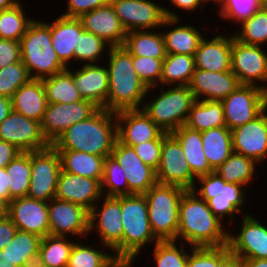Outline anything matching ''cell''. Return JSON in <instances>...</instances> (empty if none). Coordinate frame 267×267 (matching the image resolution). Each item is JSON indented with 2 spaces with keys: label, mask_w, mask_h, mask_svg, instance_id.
<instances>
[{
  "label": "cell",
  "mask_w": 267,
  "mask_h": 267,
  "mask_svg": "<svg viewBox=\"0 0 267 267\" xmlns=\"http://www.w3.org/2000/svg\"><path fill=\"white\" fill-rule=\"evenodd\" d=\"M180 21L182 23L180 18L166 17L160 27L164 36L166 54H186L194 56L206 33L204 34L203 31L201 32L197 26H193L194 24L187 25L185 22V24L182 25Z\"/></svg>",
  "instance_id": "obj_26"
},
{
  "label": "cell",
  "mask_w": 267,
  "mask_h": 267,
  "mask_svg": "<svg viewBox=\"0 0 267 267\" xmlns=\"http://www.w3.org/2000/svg\"><path fill=\"white\" fill-rule=\"evenodd\" d=\"M261 7H265L267 5V0H257Z\"/></svg>",
  "instance_id": "obj_71"
},
{
  "label": "cell",
  "mask_w": 267,
  "mask_h": 267,
  "mask_svg": "<svg viewBox=\"0 0 267 267\" xmlns=\"http://www.w3.org/2000/svg\"><path fill=\"white\" fill-rule=\"evenodd\" d=\"M123 169L128 182L129 195L145 194L158 182L156 170L152 167H123Z\"/></svg>",
  "instance_id": "obj_51"
},
{
  "label": "cell",
  "mask_w": 267,
  "mask_h": 267,
  "mask_svg": "<svg viewBox=\"0 0 267 267\" xmlns=\"http://www.w3.org/2000/svg\"><path fill=\"white\" fill-rule=\"evenodd\" d=\"M259 166L253 159L233 152L214 172L226 182L238 183L244 187H248L258 177L256 173L258 169L256 168Z\"/></svg>",
  "instance_id": "obj_38"
},
{
  "label": "cell",
  "mask_w": 267,
  "mask_h": 267,
  "mask_svg": "<svg viewBox=\"0 0 267 267\" xmlns=\"http://www.w3.org/2000/svg\"><path fill=\"white\" fill-rule=\"evenodd\" d=\"M163 60L133 55L134 70L147 88L160 87Z\"/></svg>",
  "instance_id": "obj_50"
},
{
  "label": "cell",
  "mask_w": 267,
  "mask_h": 267,
  "mask_svg": "<svg viewBox=\"0 0 267 267\" xmlns=\"http://www.w3.org/2000/svg\"><path fill=\"white\" fill-rule=\"evenodd\" d=\"M185 125L200 132L226 126L222 102L196 100L189 111Z\"/></svg>",
  "instance_id": "obj_34"
},
{
  "label": "cell",
  "mask_w": 267,
  "mask_h": 267,
  "mask_svg": "<svg viewBox=\"0 0 267 267\" xmlns=\"http://www.w3.org/2000/svg\"><path fill=\"white\" fill-rule=\"evenodd\" d=\"M264 48L243 44L232 33L231 71L241 85L258 86L267 92V50Z\"/></svg>",
  "instance_id": "obj_11"
},
{
  "label": "cell",
  "mask_w": 267,
  "mask_h": 267,
  "mask_svg": "<svg viewBox=\"0 0 267 267\" xmlns=\"http://www.w3.org/2000/svg\"><path fill=\"white\" fill-rule=\"evenodd\" d=\"M171 134L182 146L184 158L189 163L191 171L196 178L214 172L204 154L200 131L182 125Z\"/></svg>",
  "instance_id": "obj_29"
},
{
  "label": "cell",
  "mask_w": 267,
  "mask_h": 267,
  "mask_svg": "<svg viewBox=\"0 0 267 267\" xmlns=\"http://www.w3.org/2000/svg\"><path fill=\"white\" fill-rule=\"evenodd\" d=\"M20 1L21 0H0V12L12 8Z\"/></svg>",
  "instance_id": "obj_67"
},
{
  "label": "cell",
  "mask_w": 267,
  "mask_h": 267,
  "mask_svg": "<svg viewBox=\"0 0 267 267\" xmlns=\"http://www.w3.org/2000/svg\"><path fill=\"white\" fill-rule=\"evenodd\" d=\"M47 209L50 235L76 240L89 236V211L84 207L53 198L47 202Z\"/></svg>",
  "instance_id": "obj_15"
},
{
  "label": "cell",
  "mask_w": 267,
  "mask_h": 267,
  "mask_svg": "<svg viewBox=\"0 0 267 267\" xmlns=\"http://www.w3.org/2000/svg\"><path fill=\"white\" fill-rule=\"evenodd\" d=\"M123 46L131 55L155 59H164L166 57L164 36L160 28L155 30L129 31L126 33Z\"/></svg>",
  "instance_id": "obj_32"
},
{
  "label": "cell",
  "mask_w": 267,
  "mask_h": 267,
  "mask_svg": "<svg viewBox=\"0 0 267 267\" xmlns=\"http://www.w3.org/2000/svg\"><path fill=\"white\" fill-rule=\"evenodd\" d=\"M101 191L104 196L129 195L125 171L111 155L104 159Z\"/></svg>",
  "instance_id": "obj_45"
},
{
  "label": "cell",
  "mask_w": 267,
  "mask_h": 267,
  "mask_svg": "<svg viewBox=\"0 0 267 267\" xmlns=\"http://www.w3.org/2000/svg\"><path fill=\"white\" fill-rule=\"evenodd\" d=\"M102 196L100 180L78 176L61 169L57 181L56 199L80 205L90 211Z\"/></svg>",
  "instance_id": "obj_21"
},
{
  "label": "cell",
  "mask_w": 267,
  "mask_h": 267,
  "mask_svg": "<svg viewBox=\"0 0 267 267\" xmlns=\"http://www.w3.org/2000/svg\"><path fill=\"white\" fill-rule=\"evenodd\" d=\"M11 111V99L5 96H0V123L10 114Z\"/></svg>",
  "instance_id": "obj_63"
},
{
  "label": "cell",
  "mask_w": 267,
  "mask_h": 267,
  "mask_svg": "<svg viewBox=\"0 0 267 267\" xmlns=\"http://www.w3.org/2000/svg\"><path fill=\"white\" fill-rule=\"evenodd\" d=\"M16 231L17 227L8 216L0 218V251L8 246Z\"/></svg>",
  "instance_id": "obj_57"
},
{
  "label": "cell",
  "mask_w": 267,
  "mask_h": 267,
  "mask_svg": "<svg viewBox=\"0 0 267 267\" xmlns=\"http://www.w3.org/2000/svg\"><path fill=\"white\" fill-rule=\"evenodd\" d=\"M83 31L81 20L76 17L59 15L50 23L52 47L67 68L74 62V51L78 47L79 35Z\"/></svg>",
  "instance_id": "obj_27"
},
{
  "label": "cell",
  "mask_w": 267,
  "mask_h": 267,
  "mask_svg": "<svg viewBox=\"0 0 267 267\" xmlns=\"http://www.w3.org/2000/svg\"><path fill=\"white\" fill-rule=\"evenodd\" d=\"M22 60L0 69V96L12 98L15 91L30 80Z\"/></svg>",
  "instance_id": "obj_49"
},
{
  "label": "cell",
  "mask_w": 267,
  "mask_h": 267,
  "mask_svg": "<svg viewBox=\"0 0 267 267\" xmlns=\"http://www.w3.org/2000/svg\"><path fill=\"white\" fill-rule=\"evenodd\" d=\"M77 240L69 237L48 235L41 239L39 252L47 267H66L71 250Z\"/></svg>",
  "instance_id": "obj_42"
},
{
  "label": "cell",
  "mask_w": 267,
  "mask_h": 267,
  "mask_svg": "<svg viewBox=\"0 0 267 267\" xmlns=\"http://www.w3.org/2000/svg\"><path fill=\"white\" fill-rule=\"evenodd\" d=\"M21 0L10 9L0 12V39L19 41L35 19L27 16L25 3ZM26 10V11H25Z\"/></svg>",
  "instance_id": "obj_40"
},
{
  "label": "cell",
  "mask_w": 267,
  "mask_h": 267,
  "mask_svg": "<svg viewBox=\"0 0 267 267\" xmlns=\"http://www.w3.org/2000/svg\"><path fill=\"white\" fill-rule=\"evenodd\" d=\"M21 60L31 79L43 80L67 67L52 47L50 22L34 19L20 40Z\"/></svg>",
  "instance_id": "obj_4"
},
{
  "label": "cell",
  "mask_w": 267,
  "mask_h": 267,
  "mask_svg": "<svg viewBox=\"0 0 267 267\" xmlns=\"http://www.w3.org/2000/svg\"><path fill=\"white\" fill-rule=\"evenodd\" d=\"M21 61L20 42L0 39V69Z\"/></svg>",
  "instance_id": "obj_56"
},
{
  "label": "cell",
  "mask_w": 267,
  "mask_h": 267,
  "mask_svg": "<svg viewBox=\"0 0 267 267\" xmlns=\"http://www.w3.org/2000/svg\"><path fill=\"white\" fill-rule=\"evenodd\" d=\"M185 191L179 186L157 182L144 194L150 226L159 241H177L179 206Z\"/></svg>",
  "instance_id": "obj_6"
},
{
  "label": "cell",
  "mask_w": 267,
  "mask_h": 267,
  "mask_svg": "<svg viewBox=\"0 0 267 267\" xmlns=\"http://www.w3.org/2000/svg\"><path fill=\"white\" fill-rule=\"evenodd\" d=\"M233 151L261 165L267 159V108L256 118L231 130Z\"/></svg>",
  "instance_id": "obj_18"
},
{
  "label": "cell",
  "mask_w": 267,
  "mask_h": 267,
  "mask_svg": "<svg viewBox=\"0 0 267 267\" xmlns=\"http://www.w3.org/2000/svg\"><path fill=\"white\" fill-rule=\"evenodd\" d=\"M0 140L10 143L21 152L40 151L51 146L44 137L41 122L13 110L0 123Z\"/></svg>",
  "instance_id": "obj_17"
},
{
  "label": "cell",
  "mask_w": 267,
  "mask_h": 267,
  "mask_svg": "<svg viewBox=\"0 0 267 267\" xmlns=\"http://www.w3.org/2000/svg\"><path fill=\"white\" fill-rule=\"evenodd\" d=\"M117 140L133 147L145 141L163 139L166 134L143 109L122 110L115 113Z\"/></svg>",
  "instance_id": "obj_20"
},
{
  "label": "cell",
  "mask_w": 267,
  "mask_h": 267,
  "mask_svg": "<svg viewBox=\"0 0 267 267\" xmlns=\"http://www.w3.org/2000/svg\"><path fill=\"white\" fill-rule=\"evenodd\" d=\"M121 215L120 196L103 195L89 211V235L95 232L98 242L108 246L116 258L123 255Z\"/></svg>",
  "instance_id": "obj_8"
},
{
  "label": "cell",
  "mask_w": 267,
  "mask_h": 267,
  "mask_svg": "<svg viewBox=\"0 0 267 267\" xmlns=\"http://www.w3.org/2000/svg\"><path fill=\"white\" fill-rule=\"evenodd\" d=\"M126 32L159 29L168 18H181L174 10L155 0H110Z\"/></svg>",
  "instance_id": "obj_9"
},
{
  "label": "cell",
  "mask_w": 267,
  "mask_h": 267,
  "mask_svg": "<svg viewBox=\"0 0 267 267\" xmlns=\"http://www.w3.org/2000/svg\"><path fill=\"white\" fill-rule=\"evenodd\" d=\"M180 245L178 246V244ZM178 241H159L153 245L155 267H185L190 250L193 248ZM187 251V252H186Z\"/></svg>",
  "instance_id": "obj_44"
},
{
  "label": "cell",
  "mask_w": 267,
  "mask_h": 267,
  "mask_svg": "<svg viewBox=\"0 0 267 267\" xmlns=\"http://www.w3.org/2000/svg\"><path fill=\"white\" fill-rule=\"evenodd\" d=\"M236 28L233 35L239 42L267 47V10L265 7L258 9L250 18L238 24Z\"/></svg>",
  "instance_id": "obj_41"
},
{
  "label": "cell",
  "mask_w": 267,
  "mask_h": 267,
  "mask_svg": "<svg viewBox=\"0 0 267 267\" xmlns=\"http://www.w3.org/2000/svg\"><path fill=\"white\" fill-rule=\"evenodd\" d=\"M139 257V254H125L118 258H116V261L113 263L111 267H133L135 259Z\"/></svg>",
  "instance_id": "obj_62"
},
{
  "label": "cell",
  "mask_w": 267,
  "mask_h": 267,
  "mask_svg": "<svg viewBox=\"0 0 267 267\" xmlns=\"http://www.w3.org/2000/svg\"><path fill=\"white\" fill-rule=\"evenodd\" d=\"M19 153L15 146L0 140V168H5Z\"/></svg>",
  "instance_id": "obj_59"
},
{
  "label": "cell",
  "mask_w": 267,
  "mask_h": 267,
  "mask_svg": "<svg viewBox=\"0 0 267 267\" xmlns=\"http://www.w3.org/2000/svg\"><path fill=\"white\" fill-rule=\"evenodd\" d=\"M116 140L115 113L100 108L87 120L66 129L52 146L55 149L80 151L106 158L111 155Z\"/></svg>",
  "instance_id": "obj_3"
},
{
  "label": "cell",
  "mask_w": 267,
  "mask_h": 267,
  "mask_svg": "<svg viewBox=\"0 0 267 267\" xmlns=\"http://www.w3.org/2000/svg\"><path fill=\"white\" fill-rule=\"evenodd\" d=\"M111 156L122 166L126 168L151 167L146 165L136 154L133 147L124 145L116 140Z\"/></svg>",
  "instance_id": "obj_54"
},
{
  "label": "cell",
  "mask_w": 267,
  "mask_h": 267,
  "mask_svg": "<svg viewBox=\"0 0 267 267\" xmlns=\"http://www.w3.org/2000/svg\"><path fill=\"white\" fill-rule=\"evenodd\" d=\"M79 19L85 31L104 39L111 46H122L126 31L111 3L82 14Z\"/></svg>",
  "instance_id": "obj_25"
},
{
  "label": "cell",
  "mask_w": 267,
  "mask_h": 267,
  "mask_svg": "<svg viewBox=\"0 0 267 267\" xmlns=\"http://www.w3.org/2000/svg\"><path fill=\"white\" fill-rule=\"evenodd\" d=\"M163 139L145 141L133 146L138 157L146 164L158 169Z\"/></svg>",
  "instance_id": "obj_53"
},
{
  "label": "cell",
  "mask_w": 267,
  "mask_h": 267,
  "mask_svg": "<svg viewBox=\"0 0 267 267\" xmlns=\"http://www.w3.org/2000/svg\"><path fill=\"white\" fill-rule=\"evenodd\" d=\"M71 69L68 67L42 80L48 104L75 103L83 100L75 86Z\"/></svg>",
  "instance_id": "obj_35"
},
{
  "label": "cell",
  "mask_w": 267,
  "mask_h": 267,
  "mask_svg": "<svg viewBox=\"0 0 267 267\" xmlns=\"http://www.w3.org/2000/svg\"><path fill=\"white\" fill-rule=\"evenodd\" d=\"M221 267H243V259L235 255H230L222 264Z\"/></svg>",
  "instance_id": "obj_65"
},
{
  "label": "cell",
  "mask_w": 267,
  "mask_h": 267,
  "mask_svg": "<svg viewBox=\"0 0 267 267\" xmlns=\"http://www.w3.org/2000/svg\"><path fill=\"white\" fill-rule=\"evenodd\" d=\"M215 34L210 36L211 39L204 36L201 40L194 54L195 68L212 72L231 71L232 33L217 31Z\"/></svg>",
  "instance_id": "obj_23"
},
{
  "label": "cell",
  "mask_w": 267,
  "mask_h": 267,
  "mask_svg": "<svg viewBox=\"0 0 267 267\" xmlns=\"http://www.w3.org/2000/svg\"><path fill=\"white\" fill-rule=\"evenodd\" d=\"M41 239L36 234L17 230L8 246L0 251V256L12 267H23L27 259L39 251Z\"/></svg>",
  "instance_id": "obj_37"
},
{
  "label": "cell",
  "mask_w": 267,
  "mask_h": 267,
  "mask_svg": "<svg viewBox=\"0 0 267 267\" xmlns=\"http://www.w3.org/2000/svg\"><path fill=\"white\" fill-rule=\"evenodd\" d=\"M243 267H267V259H243Z\"/></svg>",
  "instance_id": "obj_66"
},
{
  "label": "cell",
  "mask_w": 267,
  "mask_h": 267,
  "mask_svg": "<svg viewBox=\"0 0 267 267\" xmlns=\"http://www.w3.org/2000/svg\"><path fill=\"white\" fill-rule=\"evenodd\" d=\"M10 201L28 194L31 180L30 152L19 153L6 167Z\"/></svg>",
  "instance_id": "obj_39"
},
{
  "label": "cell",
  "mask_w": 267,
  "mask_h": 267,
  "mask_svg": "<svg viewBox=\"0 0 267 267\" xmlns=\"http://www.w3.org/2000/svg\"><path fill=\"white\" fill-rule=\"evenodd\" d=\"M8 204L0 197V218L7 216Z\"/></svg>",
  "instance_id": "obj_68"
},
{
  "label": "cell",
  "mask_w": 267,
  "mask_h": 267,
  "mask_svg": "<svg viewBox=\"0 0 267 267\" xmlns=\"http://www.w3.org/2000/svg\"><path fill=\"white\" fill-rule=\"evenodd\" d=\"M204 154L210 167L216 170L234 152L231 130L227 126L201 132Z\"/></svg>",
  "instance_id": "obj_31"
},
{
  "label": "cell",
  "mask_w": 267,
  "mask_h": 267,
  "mask_svg": "<svg viewBox=\"0 0 267 267\" xmlns=\"http://www.w3.org/2000/svg\"><path fill=\"white\" fill-rule=\"evenodd\" d=\"M0 197L7 204L10 202L8 176L5 168H0Z\"/></svg>",
  "instance_id": "obj_61"
},
{
  "label": "cell",
  "mask_w": 267,
  "mask_h": 267,
  "mask_svg": "<svg viewBox=\"0 0 267 267\" xmlns=\"http://www.w3.org/2000/svg\"><path fill=\"white\" fill-rule=\"evenodd\" d=\"M165 88H159L160 94L154 91L156 87L148 88L146 96L150 97L145 98L142 109L162 131L169 134L185 125L196 99L189 86ZM153 91L157 95L150 93Z\"/></svg>",
  "instance_id": "obj_5"
},
{
  "label": "cell",
  "mask_w": 267,
  "mask_h": 267,
  "mask_svg": "<svg viewBox=\"0 0 267 267\" xmlns=\"http://www.w3.org/2000/svg\"><path fill=\"white\" fill-rule=\"evenodd\" d=\"M73 80L83 100L105 108L109 92V74L102 63L82 64L73 68Z\"/></svg>",
  "instance_id": "obj_24"
},
{
  "label": "cell",
  "mask_w": 267,
  "mask_h": 267,
  "mask_svg": "<svg viewBox=\"0 0 267 267\" xmlns=\"http://www.w3.org/2000/svg\"><path fill=\"white\" fill-rule=\"evenodd\" d=\"M203 1H204V3L206 4V6H207L208 3H209V4H211V3L215 4V5H212V4H211V6H214V9H215V10H213V11L217 12V11H216V10H217L216 7H219V6L223 3L224 0H203ZM216 5H217V6H216ZM215 6H216V7H215Z\"/></svg>",
  "instance_id": "obj_69"
},
{
  "label": "cell",
  "mask_w": 267,
  "mask_h": 267,
  "mask_svg": "<svg viewBox=\"0 0 267 267\" xmlns=\"http://www.w3.org/2000/svg\"><path fill=\"white\" fill-rule=\"evenodd\" d=\"M87 240L88 237L85 239L86 244L81 242V239L74 243L66 267H111L116 261V257L111 253L112 250L108 246L94 241V245H97V249H95V246L87 244ZM106 249L108 250L106 251Z\"/></svg>",
  "instance_id": "obj_33"
},
{
  "label": "cell",
  "mask_w": 267,
  "mask_h": 267,
  "mask_svg": "<svg viewBox=\"0 0 267 267\" xmlns=\"http://www.w3.org/2000/svg\"><path fill=\"white\" fill-rule=\"evenodd\" d=\"M226 126L233 130L259 116L267 108V92L254 85H240L221 100Z\"/></svg>",
  "instance_id": "obj_12"
},
{
  "label": "cell",
  "mask_w": 267,
  "mask_h": 267,
  "mask_svg": "<svg viewBox=\"0 0 267 267\" xmlns=\"http://www.w3.org/2000/svg\"><path fill=\"white\" fill-rule=\"evenodd\" d=\"M240 85L232 71L212 72L195 68L188 86L196 100L221 101Z\"/></svg>",
  "instance_id": "obj_22"
},
{
  "label": "cell",
  "mask_w": 267,
  "mask_h": 267,
  "mask_svg": "<svg viewBox=\"0 0 267 267\" xmlns=\"http://www.w3.org/2000/svg\"><path fill=\"white\" fill-rule=\"evenodd\" d=\"M195 71L194 56L166 54L160 86H188Z\"/></svg>",
  "instance_id": "obj_36"
},
{
  "label": "cell",
  "mask_w": 267,
  "mask_h": 267,
  "mask_svg": "<svg viewBox=\"0 0 267 267\" xmlns=\"http://www.w3.org/2000/svg\"><path fill=\"white\" fill-rule=\"evenodd\" d=\"M12 110L41 122L47 108V98L42 80L30 79L20 86L11 98Z\"/></svg>",
  "instance_id": "obj_28"
},
{
  "label": "cell",
  "mask_w": 267,
  "mask_h": 267,
  "mask_svg": "<svg viewBox=\"0 0 267 267\" xmlns=\"http://www.w3.org/2000/svg\"><path fill=\"white\" fill-rule=\"evenodd\" d=\"M231 255L227 245L221 247H193L185 267H221Z\"/></svg>",
  "instance_id": "obj_47"
},
{
  "label": "cell",
  "mask_w": 267,
  "mask_h": 267,
  "mask_svg": "<svg viewBox=\"0 0 267 267\" xmlns=\"http://www.w3.org/2000/svg\"><path fill=\"white\" fill-rule=\"evenodd\" d=\"M104 63L109 74V92L104 109L110 112L142 109L148 88L133 67V55L125 46H111Z\"/></svg>",
  "instance_id": "obj_2"
},
{
  "label": "cell",
  "mask_w": 267,
  "mask_h": 267,
  "mask_svg": "<svg viewBox=\"0 0 267 267\" xmlns=\"http://www.w3.org/2000/svg\"><path fill=\"white\" fill-rule=\"evenodd\" d=\"M99 109L95 103L88 100L48 104L41 121L44 137L52 145L66 129L77 122L87 120Z\"/></svg>",
  "instance_id": "obj_16"
},
{
  "label": "cell",
  "mask_w": 267,
  "mask_h": 267,
  "mask_svg": "<svg viewBox=\"0 0 267 267\" xmlns=\"http://www.w3.org/2000/svg\"><path fill=\"white\" fill-rule=\"evenodd\" d=\"M120 205L123 224V255L140 254L142 250L145 252V249H142L145 246L147 248V245L153 246L159 242L150 226L144 194L120 196Z\"/></svg>",
  "instance_id": "obj_7"
},
{
  "label": "cell",
  "mask_w": 267,
  "mask_h": 267,
  "mask_svg": "<svg viewBox=\"0 0 267 267\" xmlns=\"http://www.w3.org/2000/svg\"><path fill=\"white\" fill-rule=\"evenodd\" d=\"M247 199V200H246ZM247 197H225L218 194L211 198L207 203L213 214L224 224L226 221L236 228V215L244 213L243 206L249 201ZM228 216V217H227ZM228 218V219H227ZM229 220V221H228Z\"/></svg>",
  "instance_id": "obj_46"
},
{
  "label": "cell",
  "mask_w": 267,
  "mask_h": 267,
  "mask_svg": "<svg viewBox=\"0 0 267 267\" xmlns=\"http://www.w3.org/2000/svg\"><path fill=\"white\" fill-rule=\"evenodd\" d=\"M261 6L257 0H224L218 7L220 19L230 23L240 24L250 18Z\"/></svg>",
  "instance_id": "obj_48"
},
{
  "label": "cell",
  "mask_w": 267,
  "mask_h": 267,
  "mask_svg": "<svg viewBox=\"0 0 267 267\" xmlns=\"http://www.w3.org/2000/svg\"><path fill=\"white\" fill-rule=\"evenodd\" d=\"M31 180L27 196L49 202L55 198L61 171L59 152L51 145L47 149L30 152Z\"/></svg>",
  "instance_id": "obj_10"
},
{
  "label": "cell",
  "mask_w": 267,
  "mask_h": 267,
  "mask_svg": "<svg viewBox=\"0 0 267 267\" xmlns=\"http://www.w3.org/2000/svg\"><path fill=\"white\" fill-rule=\"evenodd\" d=\"M196 182L197 184L194 185L192 191L206 202H208L214 196L220 194V192L222 191V185H225L226 183V181L221 178L216 172H211L206 175L200 176L196 178Z\"/></svg>",
  "instance_id": "obj_52"
},
{
  "label": "cell",
  "mask_w": 267,
  "mask_h": 267,
  "mask_svg": "<svg viewBox=\"0 0 267 267\" xmlns=\"http://www.w3.org/2000/svg\"><path fill=\"white\" fill-rule=\"evenodd\" d=\"M110 48L111 45L104 39L84 30L79 35L78 47L74 51V61L80 62L81 65L82 63L84 65L104 62V56L108 55Z\"/></svg>",
  "instance_id": "obj_43"
},
{
  "label": "cell",
  "mask_w": 267,
  "mask_h": 267,
  "mask_svg": "<svg viewBox=\"0 0 267 267\" xmlns=\"http://www.w3.org/2000/svg\"><path fill=\"white\" fill-rule=\"evenodd\" d=\"M11 264H7L0 256V267H10Z\"/></svg>",
  "instance_id": "obj_70"
},
{
  "label": "cell",
  "mask_w": 267,
  "mask_h": 267,
  "mask_svg": "<svg viewBox=\"0 0 267 267\" xmlns=\"http://www.w3.org/2000/svg\"><path fill=\"white\" fill-rule=\"evenodd\" d=\"M168 3H171L169 5H174L173 7L176 9H179V11H185V13H190L194 12L196 13L197 11L200 10L201 12H204V9L206 4L204 3L203 0H168Z\"/></svg>",
  "instance_id": "obj_58"
},
{
  "label": "cell",
  "mask_w": 267,
  "mask_h": 267,
  "mask_svg": "<svg viewBox=\"0 0 267 267\" xmlns=\"http://www.w3.org/2000/svg\"><path fill=\"white\" fill-rule=\"evenodd\" d=\"M156 176L158 183L179 186L185 190H192L196 184V177L184 158L182 146L171 133L163 136Z\"/></svg>",
  "instance_id": "obj_13"
},
{
  "label": "cell",
  "mask_w": 267,
  "mask_h": 267,
  "mask_svg": "<svg viewBox=\"0 0 267 267\" xmlns=\"http://www.w3.org/2000/svg\"><path fill=\"white\" fill-rule=\"evenodd\" d=\"M56 150L59 152L63 171L102 181L104 157L68 149Z\"/></svg>",
  "instance_id": "obj_30"
},
{
  "label": "cell",
  "mask_w": 267,
  "mask_h": 267,
  "mask_svg": "<svg viewBox=\"0 0 267 267\" xmlns=\"http://www.w3.org/2000/svg\"><path fill=\"white\" fill-rule=\"evenodd\" d=\"M244 214L236 229L239 232L228 230L227 246L231 254L242 259H267V223L249 212Z\"/></svg>",
  "instance_id": "obj_14"
},
{
  "label": "cell",
  "mask_w": 267,
  "mask_h": 267,
  "mask_svg": "<svg viewBox=\"0 0 267 267\" xmlns=\"http://www.w3.org/2000/svg\"><path fill=\"white\" fill-rule=\"evenodd\" d=\"M247 188L238 183H229L226 182L225 185H222L221 195L225 197H248ZM247 192V193H246Z\"/></svg>",
  "instance_id": "obj_60"
},
{
  "label": "cell",
  "mask_w": 267,
  "mask_h": 267,
  "mask_svg": "<svg viewBox=\"0 0 267 267\" xmlns=\"http://www.w3.org/2000/svg\"><path fill=\"white\" fill-rule=\"evenodd\" d=\"M23 267H47V266L43 261L41 253L38 251L36 254H33L27 259Z\"/></svg>",
  "instance_id": "obj_64"
},
{
  "label": "cell",
  "mask_w": 267,
  "mask_h": 267,
  "mask_svg": "<svg viewBox=\"0 0 267 267\" xmlns=\"http://www.w3.org/2000/svg\"><path fill=\"white\" fill-rule=\"evenodd\" d=\"M7 216L17 230L33 233L41 238L50 235L47 202L28 196L12 199Z\"/></svg>",
  "instance_id": "obj_19"
},
{
  "label": "cell",
  "mask_w": 267,
  "mask_h": 267,
  "mask_svg": "<svg viewBox=\"0 0 267 267\" xmlns=\"http://www.w3.org/2000/svg\"><path fill=\"white\" fill-rule=\"evenodd\" d=\"M226 228L205 200L192 190L184 192L179 206L177 241L191 247H221L228 243Z\"/></svg>",
  "instance_id": "obj_1"
},
{
  "label": "cell",
  "mask_w": 267,
  "mask_h": 267,
  "mask_svg": "<svg viewBox=\"0 0 267 267\" xmlns=\"http://www.w3.org/2000/svg\"><path fill=\"white\" fill-rule=\"evenodd\" d=\"M109 3L110 0H67V9L61 15L79 18L82 14Z\"/></svg>",
  "instance_id": "obj_55"
}]
</instances>
